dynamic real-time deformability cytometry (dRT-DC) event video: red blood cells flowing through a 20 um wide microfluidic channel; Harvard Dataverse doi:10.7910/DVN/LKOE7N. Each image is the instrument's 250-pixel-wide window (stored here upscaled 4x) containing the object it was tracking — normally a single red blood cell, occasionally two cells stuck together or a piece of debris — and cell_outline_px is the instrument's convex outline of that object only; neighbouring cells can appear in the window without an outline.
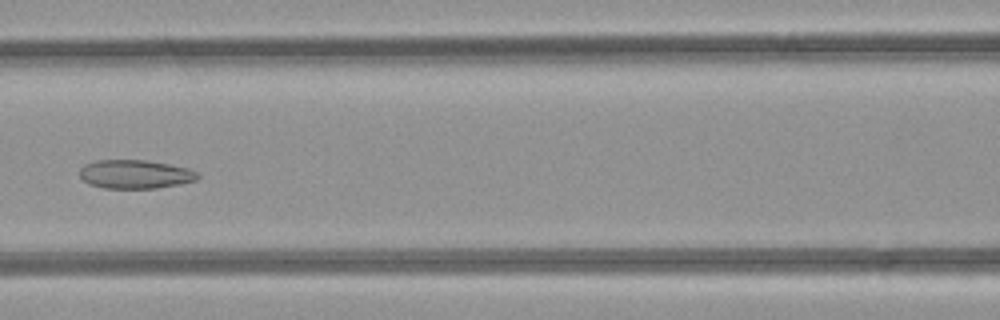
{"species": "common noctule bat (a hibernating species)", "species_latin": "Nyctalus noctula", "temperature_condition": "room temperature", "stored_images_in_passage": 28, "camera_frame_rate_fps": 3000, "um_per_image_px": 0.085, "animal": {"sex": "female", "body_mass_g": 21.9}, "frame": {"image": 1, "passage_image": 8, "time_ms": 2.333, "image_size_px": [1000, 320], "cell_outline_px": [[200, 176], [196, 180], [180, 184], [156, 188], [104, 188], [88, 184], [80, 176], [80, 168], [84, 164], [96, 160], [144, 160], [168, 164], [188, 168], [196, 172]], "centroid_in_image_um": [11.47, 14.81], "position_along_channel_um": 155.1, "area_um2": 19.71}}
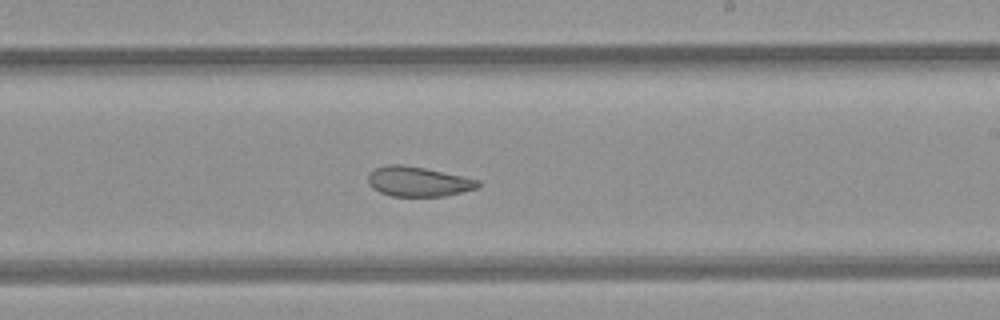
{"frame": {"image": 2, "passage_image": 15, "time_ms": 4.667, "image_size_px": [1000, 320], "cell_outline_px": [[480, 184], [476, 188], [444, 196], [392, 196], [380, 192], [372, 188], [368, 184], [368, 172], [376, 168], [388, 164], [400, 164], [424, 168], [480, 180]], "centroid_in_image_um": [35.49, 15.43], "position_along_channel_um": 253.5, "area_um2": 18.96}}
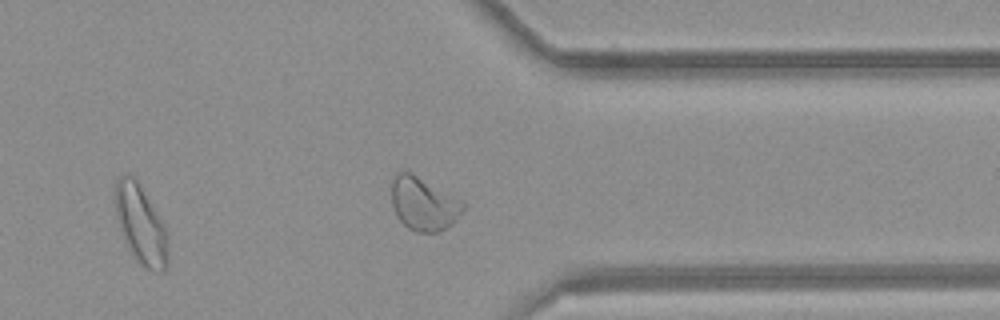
{"frame": {"image": 3, "passage_image": 24, "time_ms": 7.667, "image_size_px": [1000, 320], "cell_outline_px": [[168, 268], [164, 272], [152, 272], [144, 268], [136, 260], [124, 240], [120, 232], [116, 216], [116, 180], [120, 176], [128, 172], [132, 172], [160, 220], [168, 236]], "centroid_in_image_um": [11.97, 19.14], "position_along_channel_um": 399.4, "area_um2": 24.22}, "authors_computed_cell_mechanics": {"area_um2": 20.2878, "velocity_mm_per_s": 4.2255, "shape_relaxation_time_tau1_ms": null, "shape_relaxation_time_tau2_ms": 1.9135, "deformation_change_tau1": null, "deformation_change_tau2": 0.0785}}